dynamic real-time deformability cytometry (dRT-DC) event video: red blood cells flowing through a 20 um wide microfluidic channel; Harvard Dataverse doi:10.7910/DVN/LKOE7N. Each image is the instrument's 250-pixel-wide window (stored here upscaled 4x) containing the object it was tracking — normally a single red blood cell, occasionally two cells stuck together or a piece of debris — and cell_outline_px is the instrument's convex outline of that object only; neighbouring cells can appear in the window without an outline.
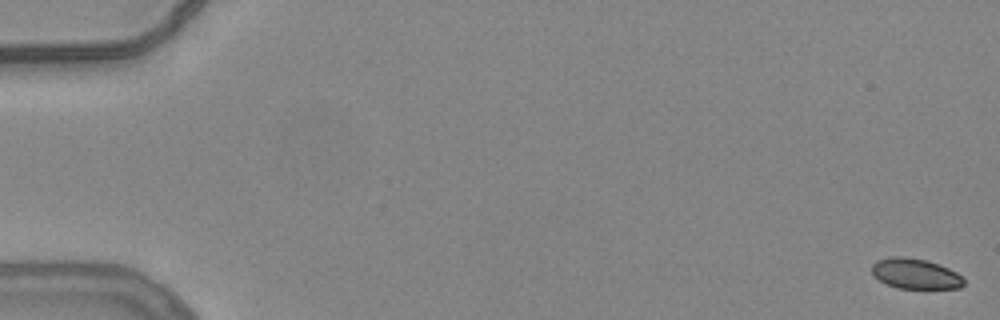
{"species": "common noctule bat (a hibernating species)", "species_latin": "Nyctalus noctula", "temperature_condition": "warm", "stored_images_in_passage": 55, "camera_frame_rate_fps": 3000, "um_per_image_px": 0.085, "animal": {"sex": "female", "body_mass_g": 24.6, "forearm_length_mm": 56.2}, "frame": {"image": 1, "passage_image": 1, "time_ms": 0.0, "image_size_px": [1000, 320], "cell_outline_px": [[964, 284], [960, 288], [900, 288], [888, 284], [872, 276], [872, 264], [876, 260], [892, 256], [904, 256], [924, 260], [948, 268], [956, 272], [964, 280]], "centroid_in_image_um": [77.77, 23.26], "position_along_channel_um": 7.2, "area_um2": 16.07}}
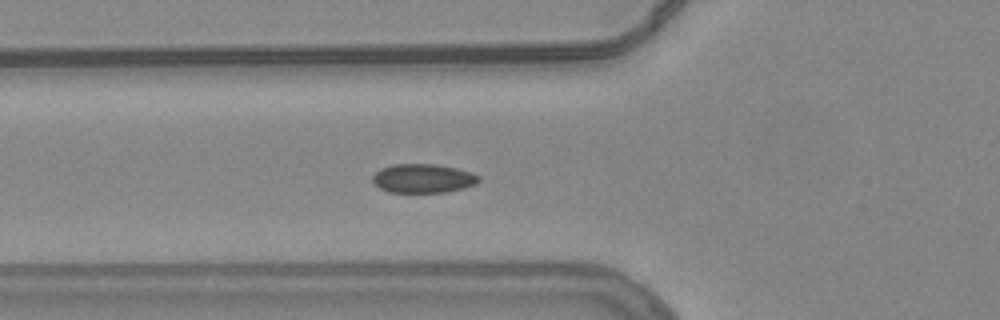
{"frame": {"image": 2, "passage_image": 21, "time_ms": 6.667, "image_size_px": [1000, 320], "cell_outline_px": [[480, 180], [476, 184], [464, 188], [444, 192], [388, 192], [380, 188], [372, 180], [372, 176], [380, 168], [392, 164], [436, 164], [456, 168], [472, 172], [480, 176]], "centroid_in_image_um": [35.97, 15.15], "position_along_channel_um": 89.8, "area_um2": 17.98}}
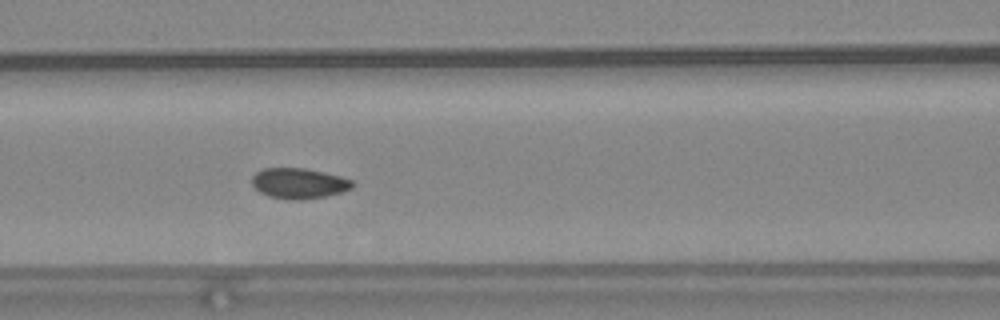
{"frame": {"image": 3, "passage_image": 25, "time_ms": 8.0, "image_size_px": [1000, 320], "cell_outline_px": [[356, 184], [352, 188], [340, 192], [324, 196], [304, 200], [288, 200], [268, 196], [260, 192], [252, 184], [252, 176], [256, 172], [264, 168], [304, 168], [324, 172], [340, 176], [352, 180]], "centroid_in_image_um": [25.4, 15.59], "position_along_channel_um": 141.2, "area_um2": 17.92}, "authors_computed_cell_mechanics": {"area_um2": 17.8024, "velocity_mm_per_s": 3.806, "shape_relaxation_time_tau1_ms": 2.76, "shape_relaxation_time_tau2_ms": null, "deformation_change_tau1": 0.064, "deformation_change_tau2": null}}